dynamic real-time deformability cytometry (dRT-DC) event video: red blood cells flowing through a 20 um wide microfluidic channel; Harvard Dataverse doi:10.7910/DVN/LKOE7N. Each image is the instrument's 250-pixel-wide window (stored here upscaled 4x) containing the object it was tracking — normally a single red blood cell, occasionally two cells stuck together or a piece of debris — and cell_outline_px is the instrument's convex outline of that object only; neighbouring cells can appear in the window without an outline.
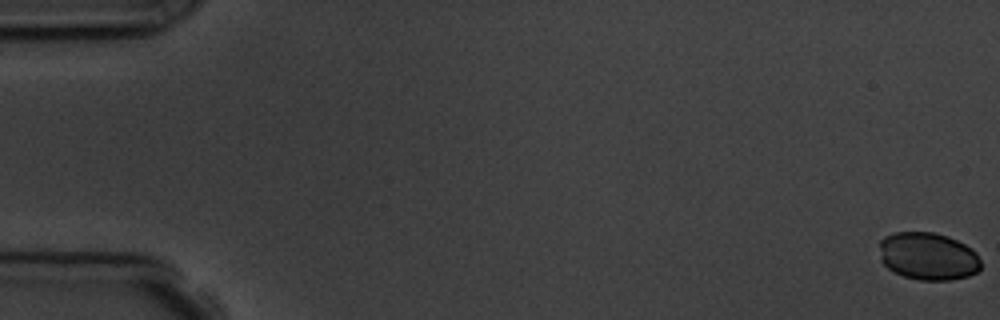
{"species": "common noctule bat (a hibernating species)", "species_latin": "Nyctalus noctula", "temperature_condition": "room temperature", "stored_images_in_passage": 4, "camera_frame_rate_fps": 3000, "um_per_image_px": 0.085, "animal": {"sex": "male", "body_mass_g": 19.5, "forearm_length_mm": 54.6}, "frame": {"image": 1, "passage_image": 1, "time_ms": 0.0, "image_size_px": [1000, 320], "cell_outline_px": [[980, 268], [976, 272], [968, 276], [948, 280], [920, 280], [904, 276], [888, 268], [880, 260], [880, 240], [884, 236], [896, 232], [932, 232], [948, 236], [972, 248], [976, 252], [980, 260]], "centroid_in_image_um": [78.88, 21.77], "position_along_channel_um": 6.1, "area_um2": 28.15}}
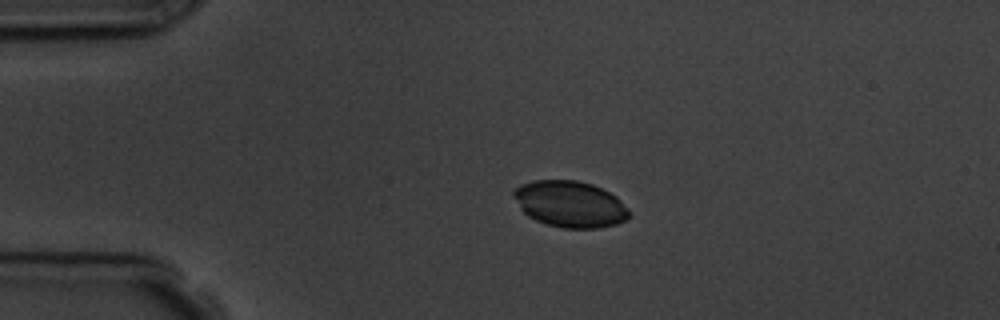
{"frame": {"image": 2, "passage_image": 4, "time_ms": 4.0, "image_size_px": [1000, 320], "cell_outline_px": [[628, 216], [624, 220], [616, 224], [600, 228], [564, 228], [548, 224], [536, 220], [528, 216], [520, 208], [512, 196], [512, 192], [520, 184], [532, 180], [576, 180], [592, 184], [616, 196], [628, 208]], "centroid_in_image_um": [48.42, 17.34], "position_along_channel_um": 36.6, "area_um2": 31.1}}